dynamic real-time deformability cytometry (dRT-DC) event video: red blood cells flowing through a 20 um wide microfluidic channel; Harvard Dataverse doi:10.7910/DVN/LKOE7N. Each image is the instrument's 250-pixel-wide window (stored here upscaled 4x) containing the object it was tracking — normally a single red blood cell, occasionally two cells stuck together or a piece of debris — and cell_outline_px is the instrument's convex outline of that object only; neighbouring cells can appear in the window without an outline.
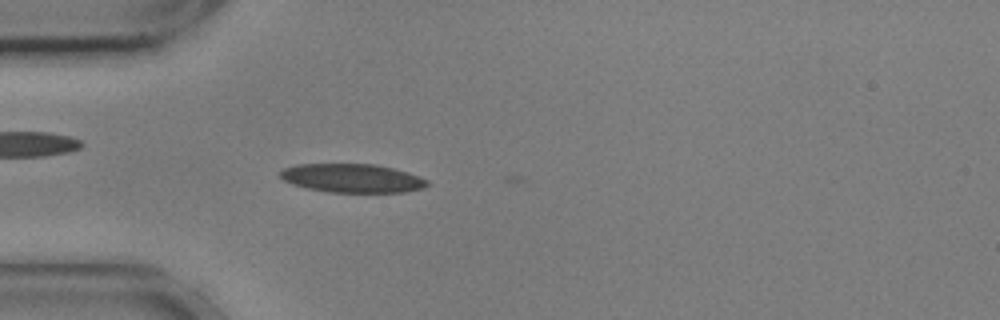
{"species": "common noctule bat (a hibernating species)", "species_latin": "Nyctalus noctula", "temperature_condition": "cold", "stored_images_in_passage": 3, "camera_frame_rate_fps": 3000, "um_per_image_px": 0.085, "animal": {"sex": "male", "body_mass_g": 17.9, "forearm_length_mm": 54.2}, "frame": {"image": 1, "passage_image": 2, "time_ms": 0.333, "image_size_px": [1000, 320], "cell_outline_px": [[428, 184], [424, 188], [404, 192], [328, 192], [308, 188], [292, 184], [284, 180], [280, 176], [280, 172], [284, 168], [296, 164], [376, 164], [408, 172], [420, 176], [428, 180]], "centroid_in_image_um": [29.95, 15.14], "position_along_channel_um": 55.0, "area_um2": 24.57}}